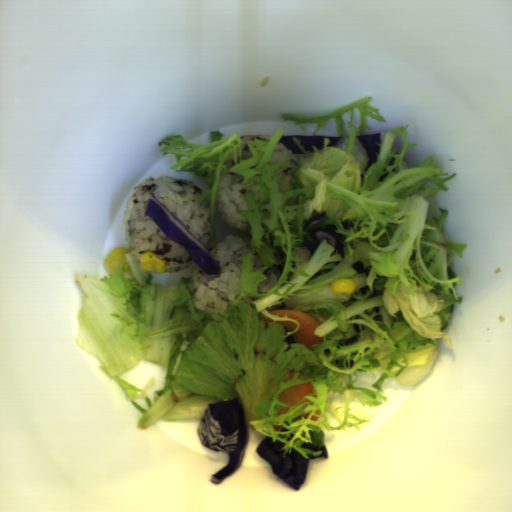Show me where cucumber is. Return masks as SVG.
Returning <instances> with one entry per match:
<instances>
[{
  "label": "cucumber",
  "mask_w": 512,
  "mask_h": 512,
  "mask_svg": "<svg viewBox=\"0 0 512 512\" xmlns=\"http://www.w3.org/2000/svg\"><path fill=\"white\" fill-rule=\"evenodd\" d=\"M453 312H454V304H451V305L445 307L444 309H442L441 311H437L434 313V315L439 316V319L441 321V328H440L441 331L444 330L448 326V323L445 320V315H453Z\"/></svg>",
  "instance_id": "cucumber-1"
}]
</instances>
